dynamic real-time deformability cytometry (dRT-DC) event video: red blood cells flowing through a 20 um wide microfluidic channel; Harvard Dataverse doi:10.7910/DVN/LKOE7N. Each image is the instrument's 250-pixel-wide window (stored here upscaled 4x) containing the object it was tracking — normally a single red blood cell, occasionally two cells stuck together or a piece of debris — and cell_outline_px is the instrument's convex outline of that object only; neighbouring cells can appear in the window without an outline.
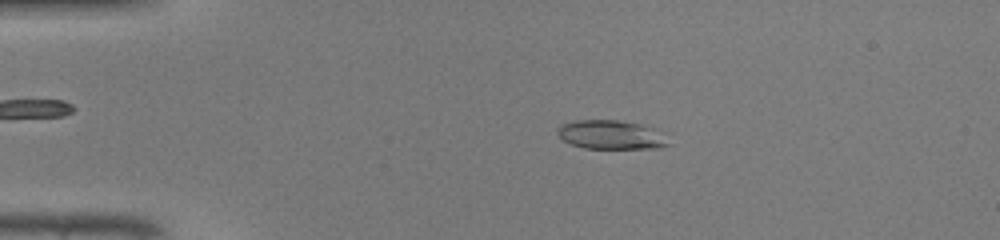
{"species": "common noctule bat (a hibernating species)", "species_latin": "Nyctalus noctula", "temperature_condition": "warm", "stored_images_in_passage": 43, "camera_frame_rate_fps": 3000, "um_per_image_px": 0.085, "animal": {"sex": "male", "body_mass_g": 19.0, "forearm_length_mm": 50.8}, "frame": {"image": 1, "passage_image": 6, "time_ms": 1.667, "image_size_px": [1000, 240], "cell_outline_px": [[672, 144], [660, 148], [584, 148], [572, 144], [564, 140], [556, 132], [560, 124], [576, 120], [620, 120], [640, 124], [648, 128]], "centroid_in_image_um": [51.84, 11.45], "position_along_channel_um": 33.2, "area_um2": 18.21}}
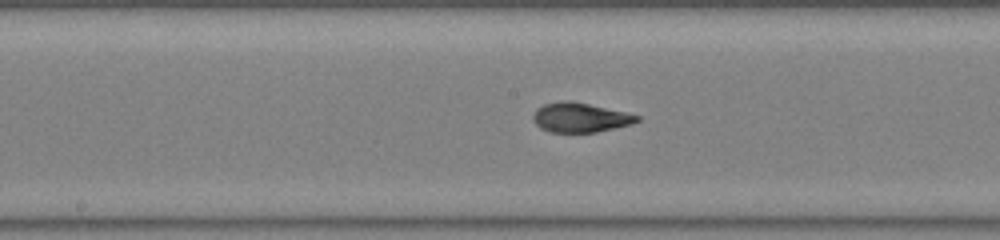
{"frame": {"image": 2, "passage_image": 21, "time_ms": 6.667, "image_size_px": [1000, 240], "cell_outline_px": [[640, 120], [632, 124], [596, 132], [552, 132], [540, 128], [536, 124], [532, 116], [536, 108], [544, 104], [560, 100], [572, 100], [624, 112], [640, 116]], "centroid_in_image_um": [49.29, 9.98], "position_along_channel_um": 198.9, "area_um2": 17.86}}
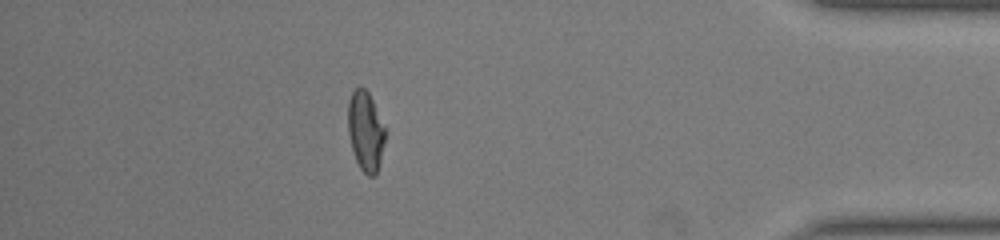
{"frame": {"image": 3, "passage_image": 38, "time_ms": 12.333, "image_size_px": [1000, 240], "cell_outline_px": [[384, 140], [380, 160], [376, 176], [368, 176], [360, 168], [356, 160], [352, 148], [348, 132], [348, 100], [352, 92], [360, 84], [368, 92], [372, 100], [384, 128]], "centroid_in_image_um": [31.04, 11.14], "position_along_channel_um": 404.2, "area_um2": 16.94}, "authors_computed_cell_mechanics": {"area_um2": 17.8024, "velocity_mm_per_s": 4.3229, "shape_relaxation_time_tau1_ms": 5.9704, "shape_relaxation_time_tau2_ms": 0.6722, "deformation_change_tau1": 0.2591, "deformation_change_tau2": 0.0479}}